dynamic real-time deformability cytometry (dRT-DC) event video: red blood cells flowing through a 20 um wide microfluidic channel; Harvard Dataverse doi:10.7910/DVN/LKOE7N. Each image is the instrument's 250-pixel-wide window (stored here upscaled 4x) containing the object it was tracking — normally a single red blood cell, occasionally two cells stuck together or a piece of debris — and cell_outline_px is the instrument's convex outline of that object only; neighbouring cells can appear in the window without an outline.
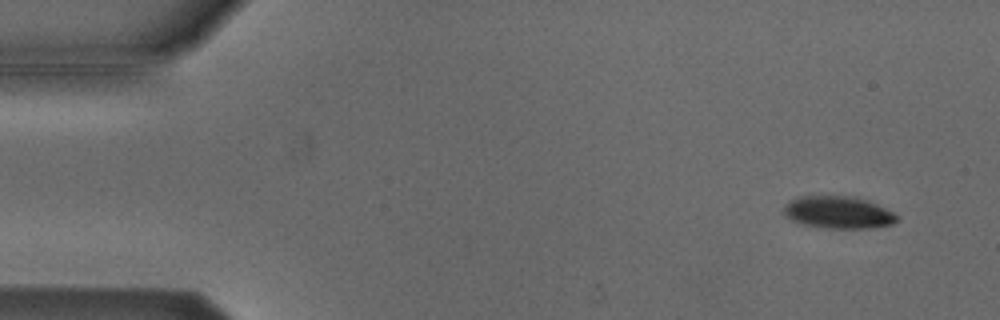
{"species": "Egyptian fruit bat (a non-hibernating species)", "species_latin": "Rousettus aegyptiacus", "temperature_condition": "cold", "stored_images_in_passage": 5, "camera_frame_rate_fps": 3000, "um_per_image_px": 0.085, "animal": {"sex": "male"}, "frame": {"image": 1, "passage_image": 1, "time_ms": 0.0, "image_size_px": [1000, 320], "cell_outline_px": [[896, 220], [892, 224], [872, 228], [820, 228], [804, 224], [792, 220], [784, 212], [784, 208], [792, 200], [800, 196], [848, 196], [864, 200], [876, 204], [892, 212], [896, 216]], "centroid_in_image_um": [71.24, 18.07], "position_along_channel_um": 13.8, "area_um2": 20.75}}